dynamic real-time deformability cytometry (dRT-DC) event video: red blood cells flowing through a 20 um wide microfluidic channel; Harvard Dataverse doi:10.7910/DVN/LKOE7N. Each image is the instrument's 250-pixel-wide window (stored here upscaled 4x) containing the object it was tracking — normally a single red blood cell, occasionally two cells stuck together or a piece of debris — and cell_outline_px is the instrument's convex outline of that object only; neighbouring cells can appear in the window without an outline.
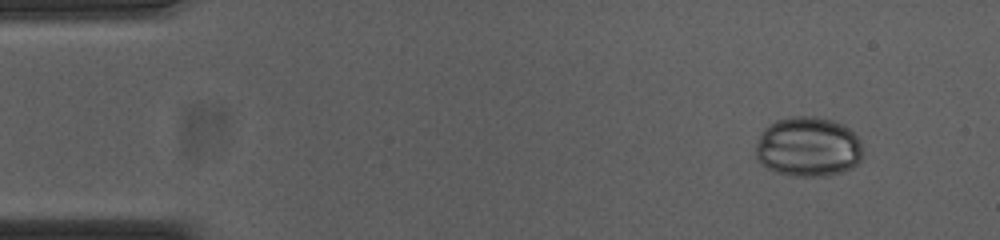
{"species": "common noctule bat (a hibernating species)", "species_latin": "Nyctalus noctula", "temperature_condition": "cold", "stored_images_in_passage": 50, "camera_frame_rate_fps": 3000, "um_per_image_px": 0.085, "animal": {"sex": "female", "body_mass_g": 23.0, "forearm_length_mm": 53.4}, "frame": {"image": 1, "passage_image": 1, "time_ms": 0.0, "image_size_px": [1000, 240], "cell_outline_px": [[864, 152], [860, 160], [852, 168], [844, 172], [828, 176], [792, 176], [776, 172], [760, 164], [756, 160], [756, 144], [760, 132], [764, 128], [776, 120], [792, 116], [816, 116], [832, 120], [848, 128], [860, 140]], "centroid_in_image_um": [68.68, 12.49], "position_along_channel_um": 16.3, "area_um2": 37.86}}
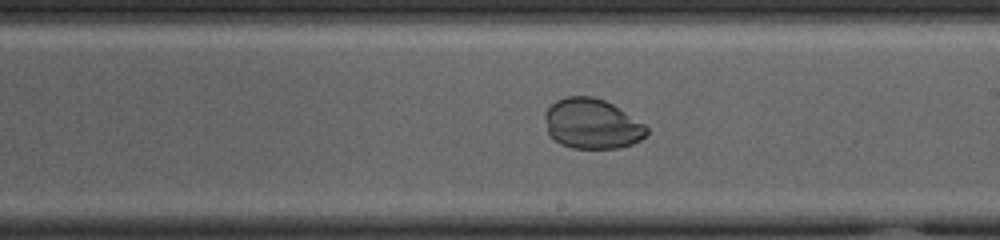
{"frame": {"image": 2, "passage_image": 27, "time_ms": 8.667, "image_size_px": [1000, 240], "cell_outline_px": [[648, 132], [640, 140], [632, 144], [616, 148], [572, 148], [560, 144], [548, 132], [544, 116], [544, 112], [556, 100], [568, 96], [592, 96], [604, 100], [612, 104], [644, 124], [648, 128]], "centroid_in_image_um": [50.3, 10.52], "position_along_channel_um": 238.7, "area_um2": 29.48}}
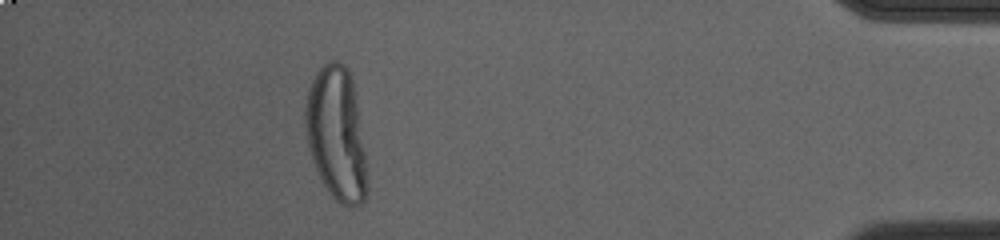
{"frame": {"image": 3, "passage_image": 45, "time_ms": 14.667, "image_size_px": [1000, 240], "cell_outline_px": [[368, 188], [364, 204], [352, 208], [348, 208], [340, 204], [328, 192], [320, 180], [312, 160], [308, 144], [304, 120], [304, 112], [308, 88], [316, 72], [328, 60], [336, 60], [344, 64], [348, 68], [352, 80], [364, 152]], "centroid_in_image_um": [28.58, 11.44], "position_along_channel_um": 406.6, "area_um2": 48.09}}